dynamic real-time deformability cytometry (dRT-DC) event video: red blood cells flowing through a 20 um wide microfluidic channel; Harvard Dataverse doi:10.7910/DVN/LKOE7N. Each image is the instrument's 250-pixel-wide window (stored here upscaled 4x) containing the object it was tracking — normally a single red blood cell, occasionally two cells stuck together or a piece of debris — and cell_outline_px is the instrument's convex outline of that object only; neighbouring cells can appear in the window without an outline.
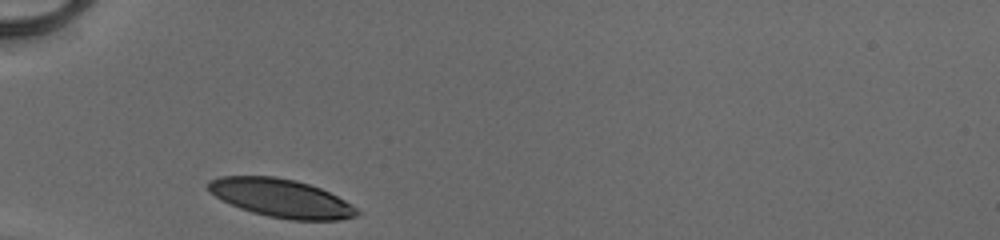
{"species": "human", "species_latin": "Homo sapiens", "temperature_condition": "cold", "stored_images_in_passage": 26, "camera_frame_rate_fps": 3000, "um_per_image_px": 0.085, "donor": {"sex": "male"}, "frame": {"image": 1, "passage_image": 1, "time_ms": 0.0, "image_size_px": [1000, 240], "cell_outline_px": [[360, 212], [356, 216], [340, 220], [292, 220], [268, 216], [252, 212], [240, 208], [208, 192], [204, 184], [208, 180], [220, 176], [272, 176], [296, 180], [320, 188], [352, 204]], "centroid_in_image_um": [23.86, 16.83], "position_along_channel_um": 61.1, "area_um2": 33.18}}
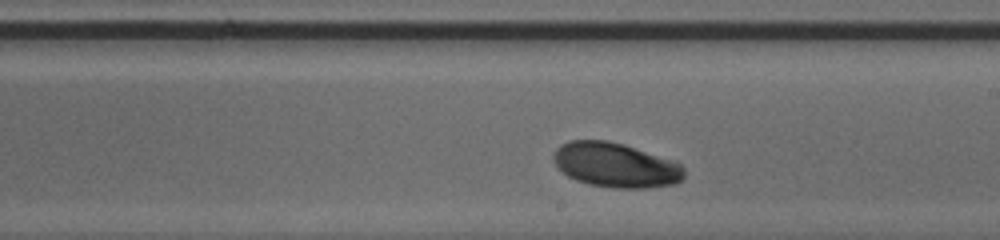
{"frame": {"image": 2, "passage_image": 15, "time_ms": 4.667, "image_size_px": [1000, 240], "cell_outline_px": [[684, 180], [676, 184], [648, 188], [616, 188], [588, 184], [576, 180], [568, 176], [556, 164], [552, 156], [556, 148], [560, 144], [568, 140], [608, 140], [676, 160], [684, 168]], "centroid_in_image_um": [52.36, 14.03], "position_along_channel_um": 236.6, "area_um2": 34.22}}
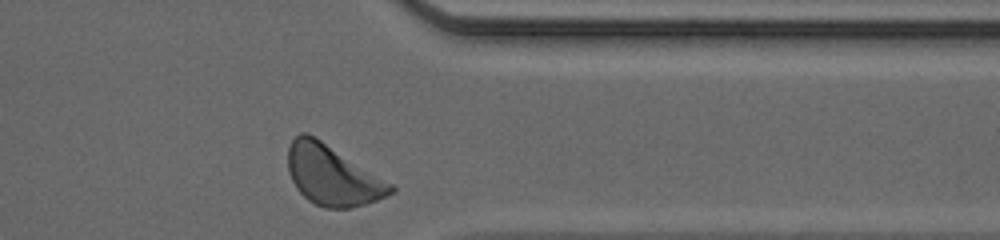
{"frame": {"image": 3, "passage_image": 26, "time_ms": 8.333, "image_size_px": [1000, 240], "cell_outline_px": [[396, 192], [376, 200], [364, 204], [348, 208], [324, 208], [308, 200], [296, 188], [288, 172], [288, 148], [292, 140], [300, 132], [308, 132], [392, 184], [396, 188]], "centroid_in_image_um": [28.23, 14.9], "position_along_channel_um": 383.2, "area_um2": 35.6}, "authors_computed_cell_mechanics": {"area_um2": 33.6974, "velocity_mm_per_s": 4.0456, "shape_relaxation_time_tau1_ms": 4.5717, "shape_relaxation_time_tau2_ms": null, "deformation_change_tau1": 0.195, "deformation_change_tau2": null}}